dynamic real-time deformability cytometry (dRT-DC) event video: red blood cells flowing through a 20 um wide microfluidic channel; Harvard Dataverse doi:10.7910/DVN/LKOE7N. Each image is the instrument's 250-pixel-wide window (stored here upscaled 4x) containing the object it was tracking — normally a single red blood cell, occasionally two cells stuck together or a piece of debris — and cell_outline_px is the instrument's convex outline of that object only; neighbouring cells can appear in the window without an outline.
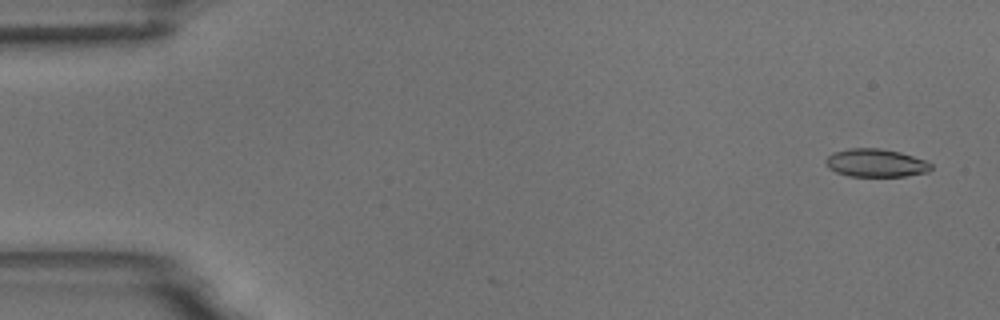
{"species": "common noctule bat (a hibernating species)", "species_latin": "Nyctalus noctula", "temperature_condition": "room temperature", "stored_images_in_passage": 8, "camera_frame_rate_fps": 3000, "um_per_image_px": 0.085, "animal": {"sex": "male", "body_mass_g": 18.8}, "frame": {"image": 1, "passage_image": 1, "time_ms": 0.0, "image_size_px": [1000, 320], "cell_outline_px": [[932, 168], [928, 172], [904, 176], [848, 176], [836, 172], [828, 168], [824, 164], [824, 160], [832, 152], [848, 148], [876, 148], [900, 152], [924, 160], [932, 164]], "centroid_in_image_um": [74.39, 13.85], "position_along_channel_um": 10.6, "area_um2": 17.28}}
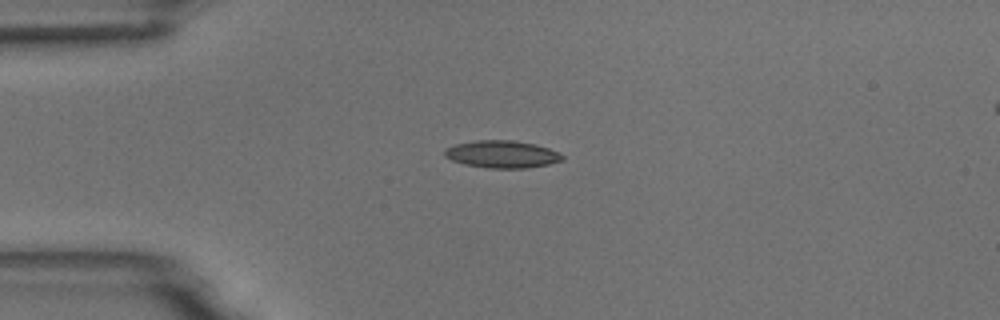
{"frame": {"image": 2, "passage_image": 4, "time_ms": 3.667, "image_size_px": [1000, 320], "cell_outline_px": [[564, 160], [548, 164], [528, 168], [488, 168], [464, 164], [452, 160], [444, 156], [444, 148], [456, 144], [476, 140], [512, 140], [536, 144], [548, 148], [564, 156]], "centroid_in_image_um": [42.65, 13.11], "position_along_channel_um": 42.3, "area_um2": 18.79}}